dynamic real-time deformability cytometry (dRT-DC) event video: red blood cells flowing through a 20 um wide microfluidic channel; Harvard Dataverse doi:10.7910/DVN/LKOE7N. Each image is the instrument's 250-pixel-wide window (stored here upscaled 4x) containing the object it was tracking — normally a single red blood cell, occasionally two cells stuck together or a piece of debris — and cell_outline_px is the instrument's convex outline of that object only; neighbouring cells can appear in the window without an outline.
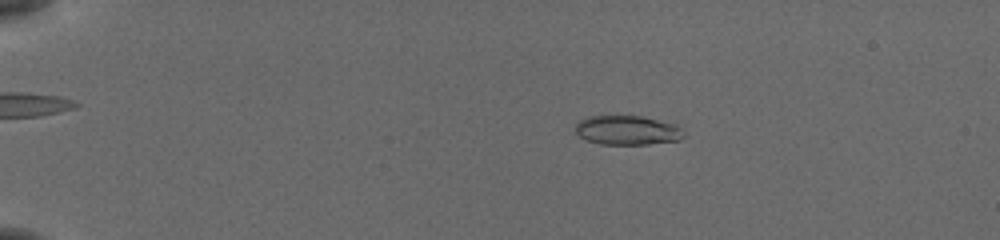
{"species": "common noctule bat (a hibernating species)", "species_latin": "Nyctalus noctula", "temperature_condition": "cold", "stored_images_in_passage": 56, "camera_frame_rate_fps": 3000, "um_per_image_px": 0.085, "animal": {"sex": "female", "body_mass_g": 19.5, "forearm_length_mm": 54.1}, "frame": {"image": 1, "passage_image": 12, "time_ms": 3.667, "image_size_px": [1000, 240], "cell_outline_px": [[684, 136], [680, 140], [648, 144], [600, 144], [588, 140], [580, 136], [576, 132], [576, 124], [580, 120], [588, 116], [640, 116], [676, 124], [680, 128]], "centroid_in_image_um": [53.33, 11.07], "position_along_channel_um": 31.7, "area_um2": 18.32}}
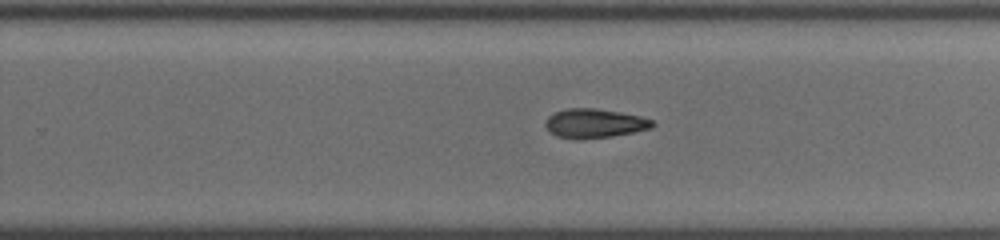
{"frame": {"image": 2, "passage_image": 38, "time_ms": 12.333, "image_size_px": [1000, 240], "cell_outline_px": [[656, 124], [652, 128], [612, 136], [556, 136], [544, 124], [548, 116], [564, 108], [596, 108], [620, 112], [640, 116], [652, 120]], "centroid_in_image_um": [50.58, 10.43], "position_along_channel_um": 279.2, "area_um2": 17.4}}
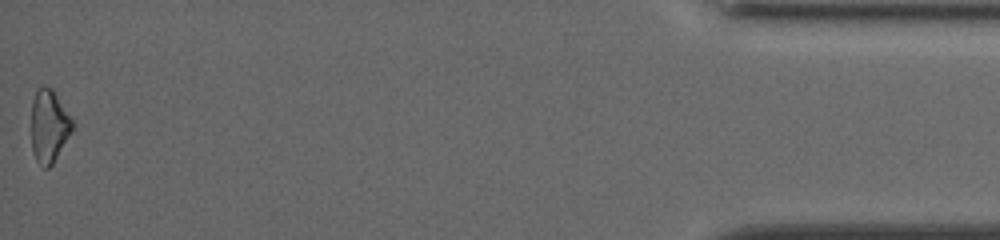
{"frame": {"image": 3, "passage_image": 56, "time_ms": 18.333, "image_size_px": [1000, 240], "cell_outline_px": [[72, 128], [68, 136], [52, 164], [48, 168], [44, 168], [36, 160], [32, 148], [32, 100], [36, 88], [44, 84], [52, 88], [72, 120]], "centroid_in_image_um": [4.13, 10.67], "position_along_channel_um": 431.1, "area_um2": 17.05}, "authors_computed_cell_mechanics": {"area_um2": 18.1203, "velocity_mm_per_s": 3.8365, "shape_relaxation_time_tau1_ms": null, "shape_relaxation_time_tau2_ms": 7.3851, "deformation_change_tau1": null, "deformation_change_tau2": 0.1937}}